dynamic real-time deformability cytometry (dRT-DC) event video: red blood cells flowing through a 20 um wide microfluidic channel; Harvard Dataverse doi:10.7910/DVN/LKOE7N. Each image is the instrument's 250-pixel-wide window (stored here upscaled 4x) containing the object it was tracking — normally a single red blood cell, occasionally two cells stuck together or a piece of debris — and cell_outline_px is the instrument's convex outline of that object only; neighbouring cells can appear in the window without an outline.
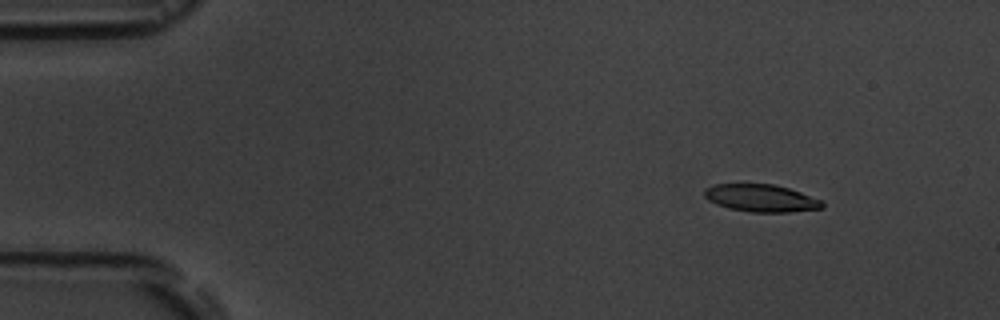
{"species": "common noctule bat (a hibernating species)", "species_latin": "Nyctalus noctula", "temperature_condition": "room temperature", "stored_images_in_passage": 4, "camera_frame_rate_fps": 3000, "um_per_image_px": 0.085, "animal": {"sex": "male", "body_mass_g": 19.5, "forearm_length_mm": 54.6}, "frame": {"image": 1, "passage_image": 2, "time_ms": 2.0, "image_size_px": [1000, 320], "cell_outline_px": [[824, 208], [792, 212], [752, 212], [728, 208], [716, 204], [708, 200], [704, 196], [704, 188], [712, 184], [772, 184], [788, 188], [824, 200]], "centroid_in_image_um": [64.7, 16.84], "position_along_channel_um": 20.3, "area_um2": 19.02}}